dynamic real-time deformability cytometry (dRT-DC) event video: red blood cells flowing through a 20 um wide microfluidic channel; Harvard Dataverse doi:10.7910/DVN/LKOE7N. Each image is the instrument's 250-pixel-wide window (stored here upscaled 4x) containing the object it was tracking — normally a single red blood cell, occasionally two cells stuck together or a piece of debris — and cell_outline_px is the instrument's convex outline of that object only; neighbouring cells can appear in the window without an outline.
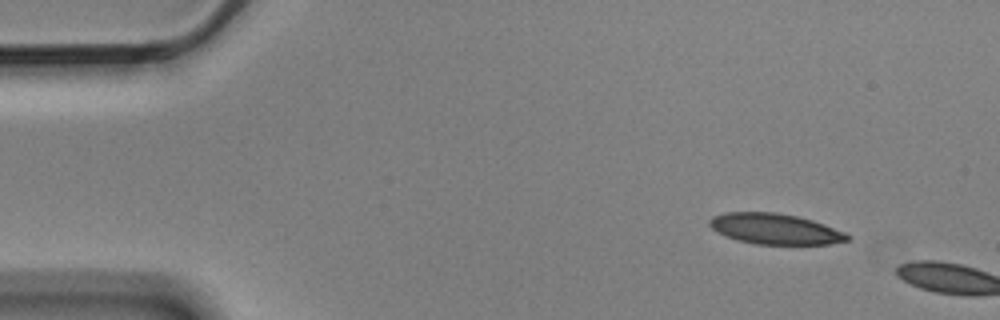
{"species": "Egyptian fruit bat (a non-hibernating species)", "species_latin": "Rousettus aegyptiacus", "temperature_condition": "cold", "stored_images_in_passage": 2, "camera_frame_rate_fps": 3000, "um_per_image_px": 0.085, "animal": {"sex": "male"}, "frame": {"image": 1, "passage_image": 1, "time_ms": 0.0, "image_size_px": [1000, 320], "cell_outline_px": [[852, 236], [848, 240], [828, 244], [756, 244], [736, 240], [716, 232], [708, 224], [708, 220], [712, 216], [724, 212], [776, 212], [796, 216], [812, 220], [824, 224], [844, 232]], "centroid_in_image_um": [65.84, 19.45], "position_along_channel_um": 19.2, "area_um2": 24.68}}